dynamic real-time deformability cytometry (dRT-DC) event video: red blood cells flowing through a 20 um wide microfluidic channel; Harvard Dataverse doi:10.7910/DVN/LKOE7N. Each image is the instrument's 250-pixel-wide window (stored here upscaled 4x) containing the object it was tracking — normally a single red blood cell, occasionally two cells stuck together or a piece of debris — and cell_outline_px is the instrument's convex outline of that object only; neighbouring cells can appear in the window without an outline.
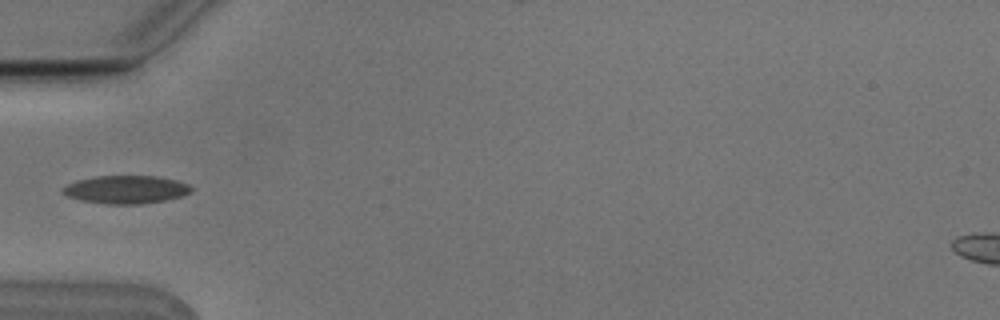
{"species": "Egyptian fruit bat (a non-hibernating species)", "species_latin": "Rousettus aegyptiacus", "temperature_condition": "cold", "stored_images_in_passage": 7, "camera_frame_rate_fps": 3000, "um_per_image_px": 0.085, "animal": {"sex": "male"}, "frame": {"image": 1, "passage_image": 4, "time_ms": 1.0, "image_size_px": [1000, 320], "cell_outline_px": [[192, 192], [184, 196], [164, 200], [140, 204], [104, 204], [80, 200], [68, 196], [60, 192], [60, 188], [76, 180], [96, 176], [156, 176], [176, 180], [188, 184], [192, 188]], "centroid_in_image_um": [10.69, 16.11], "position_along_channel_um": 74.3, "area_um2": 21.15}}
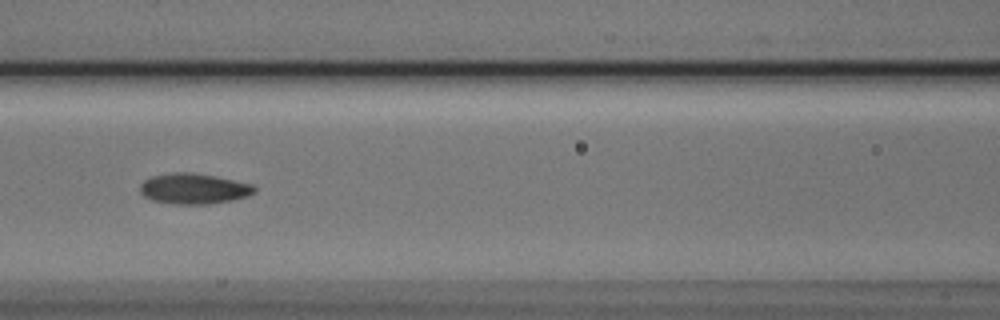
{"frame": {"image": 2, "passage_image": 6, "time_ms": 1.667, "image_size_px": [1000, 320], "cell_outline_px": [[256, 192], [248, 196], [232, 200], [208, 204], [172, 204], [152, 200], [144, 196], [140, 192], [140, 184], [144, 180], [152, 176], [172, 172], [192, 172], [216, 176], [252, 184], [256, 188]], "centroid_in_image_um": [16.47, 16.03], "position_along_channel_um": 150.1, "area_um2": 20.52}}
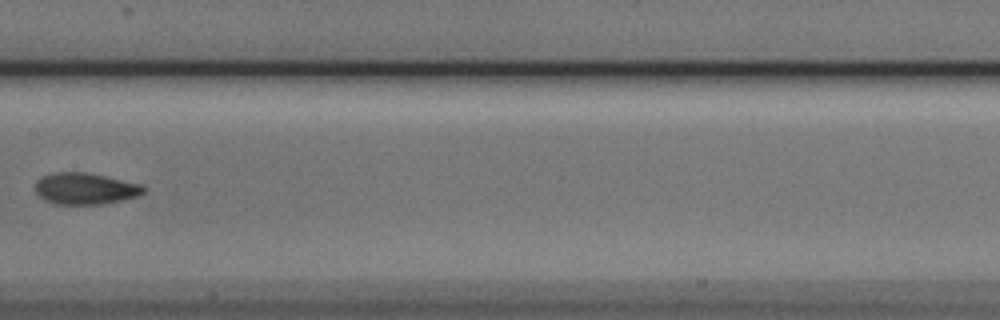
{"frame": {"image": 3, "passage_image": 7, "time_ms": 2.0, "image_size_px": [1000, 320], "cell_outline_px": [[148, 188], [144, 192], [136, 196], [124, 200], [104, 204], [56, 204], [44, 200], [36, 192], [36, 180], [52, 172], [84, 172], [144, 184]], "centroid_in_image_um": [7.28, 16.03], "position_along_channel_um": 200.1, "area_um2": 20.0}}